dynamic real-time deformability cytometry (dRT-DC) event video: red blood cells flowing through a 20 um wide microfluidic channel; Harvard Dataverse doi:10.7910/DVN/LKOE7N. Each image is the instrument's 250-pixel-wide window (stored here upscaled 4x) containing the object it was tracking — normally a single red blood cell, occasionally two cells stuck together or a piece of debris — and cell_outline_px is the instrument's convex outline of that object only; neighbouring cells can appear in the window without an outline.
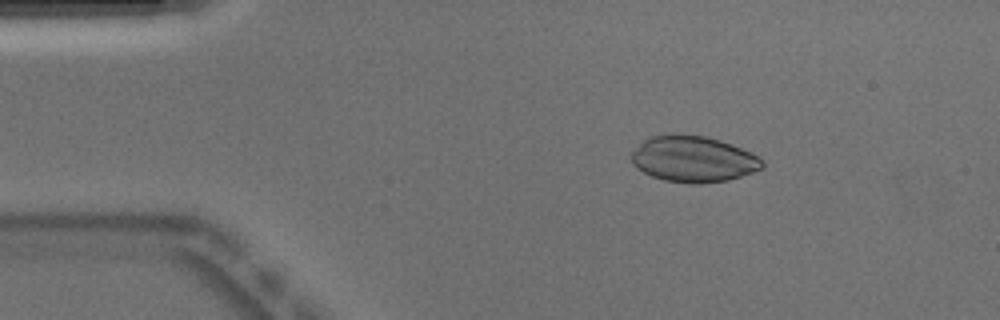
{"species": "Egyptian fruit bat (a non-hibernating species)", "species_latin": "Rousettus aegyptiacus", "temperature_condition": "warm", "stored_images_in_passage": 51, "camera_frame_rate_fps": 3000, "um_per_image_px": 0.085, "animal": {"sex": "male"}, "frame": {"image": 1, "passage_image": 8, "time_ms": 2.333, "image_size_px": [1000, 320], "cell_outline_px": [[764, 168], [728, 180], [700, 184], [688, 184], [664, 180], [652, 176], [636, 168], [632, 164], [632, 152], [644, 140], [652, 136], [672, 132], [680, 132], [708, 136], [732, 144], [752, 152], [764, 164]], "centroid_in_image_um": [58.92, 13.5], "position_along_channel_um": 26.1, "area_um2": 35.6}}
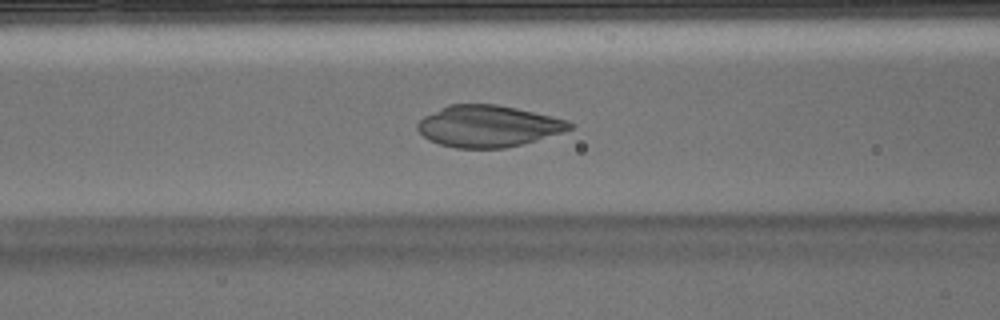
{"frame": {"image": 2, "passage_image": 20, "time_ms": 6.333, "image_size_px": [1000, 320], "cell_outline_px": [[576, 124], [572, 128], [536, 140], [504, 148], [456, 148], [440, 144], [428, 140], [416, 128], [416, 124], [424, 116], [448, 104], [496, 104], [516, 108], [568, 120]], "centroid_in_image_um": [41.46, 10.72], "position_along_channel_um": 125.1, "area_um2": 36.65}}
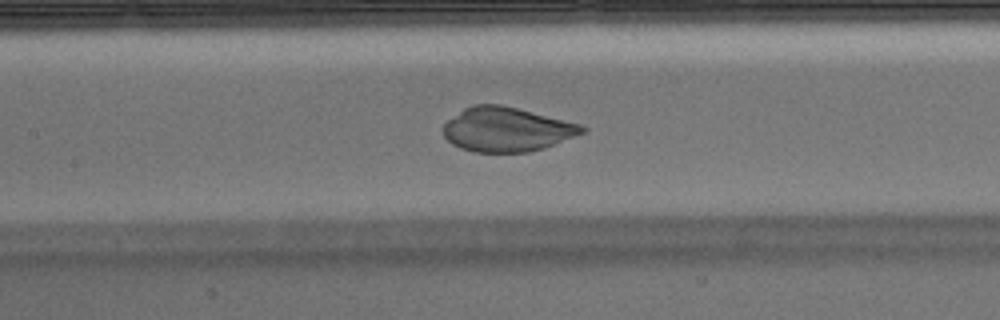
{"frame": {"image": 3, "passage_image": 23, "time_ms": 7.333, "image_size_px": [1000, 320], "cell_outline_px": [[588, 132], [544, 148], [528, 152], [472, 152], [460, 148], [452, 144], [444, 136], [444, 124], [448, 120], [464, 108], [472, 104], [500, 104], [580, 124], [588, 128]], "centroid_in_image_um": [43.09, 11.01], "position_along_channel_um": 164.3, "area_um2": 35.84}}